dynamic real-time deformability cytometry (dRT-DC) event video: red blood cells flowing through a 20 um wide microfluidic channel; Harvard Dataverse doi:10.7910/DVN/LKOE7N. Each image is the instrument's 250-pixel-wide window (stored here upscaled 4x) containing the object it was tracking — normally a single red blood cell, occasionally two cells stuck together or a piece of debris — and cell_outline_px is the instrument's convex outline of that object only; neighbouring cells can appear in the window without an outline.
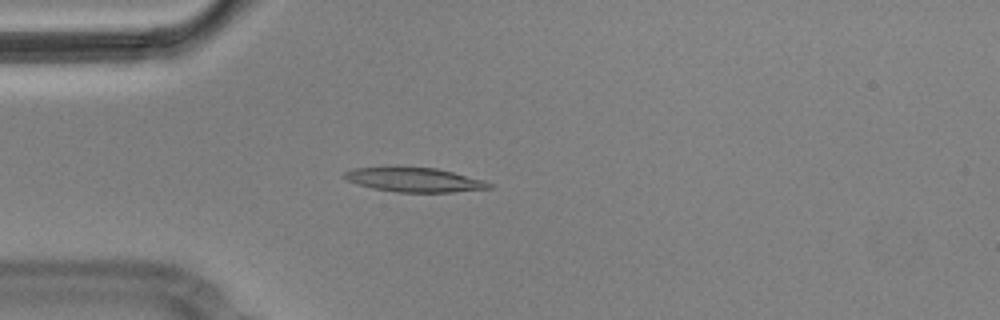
{"species": "Egyptian fruit bat (a non-hibernating species)", "species_latin": "Rousettus aegyptiacus", "temperature_condition": "cold", "stored_images_in_passage": 3, "camera_frame_rate_fps": 3000, "um_per_image_px": 0.085, "animal": {"sex": "male"}, "frame": {"image": 1, "passage_image": 3, "time_ms": 0.667, "image_size_px": [1000, 320], "cell_outline_px": [[492, 188], [452, 192], [396, 192], [372, 188], [348, 180], [344, 176], [344, 172], [352, 168], [396, 164], [436, 168], [484, 180], [492, 184]], "centroid_in_image_um": [35.17, 15.23], "position_along_channel_um": 49.8, "area_um2": 21.15}}